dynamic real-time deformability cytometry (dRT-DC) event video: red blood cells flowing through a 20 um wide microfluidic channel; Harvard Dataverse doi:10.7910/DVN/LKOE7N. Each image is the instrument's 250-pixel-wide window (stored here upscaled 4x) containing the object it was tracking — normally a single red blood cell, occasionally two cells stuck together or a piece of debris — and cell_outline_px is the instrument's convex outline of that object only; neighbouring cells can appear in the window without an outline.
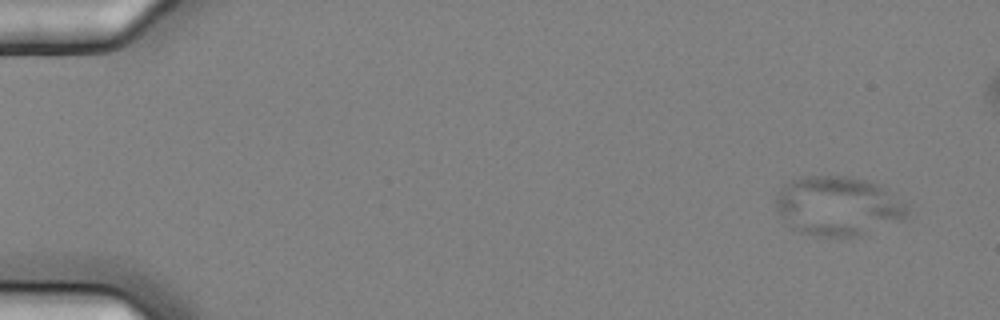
{"species": "common noctule bat (a hibernating species)", "species_latin": "Nyctalus noctula", "temperature_condition": "cold", "stored_images_in_passage": 7, "camera_frame_rate_fps": 3000, "um_per_image_px": 0.085, "animal": {"sex": "female", "body_mass_g": 25.1}, "frame": {"image": 1, "passage_image": 2, "time_ms": 0.333, "image_size_px": [1000, 320], "cell_outline_px": [[908, 212], [904, 220], [856, 236], [820, 236], [804, 232], [792, 228], [776, 208], [776, 196], [792, 180], [808, 176], [848, 176], [868, 180], [888, 188], [908, 204]], "centroid_in_image_um": [71.32, 17.49], "position_along_channel_um": 13.7, "area_um2": 45.08}}